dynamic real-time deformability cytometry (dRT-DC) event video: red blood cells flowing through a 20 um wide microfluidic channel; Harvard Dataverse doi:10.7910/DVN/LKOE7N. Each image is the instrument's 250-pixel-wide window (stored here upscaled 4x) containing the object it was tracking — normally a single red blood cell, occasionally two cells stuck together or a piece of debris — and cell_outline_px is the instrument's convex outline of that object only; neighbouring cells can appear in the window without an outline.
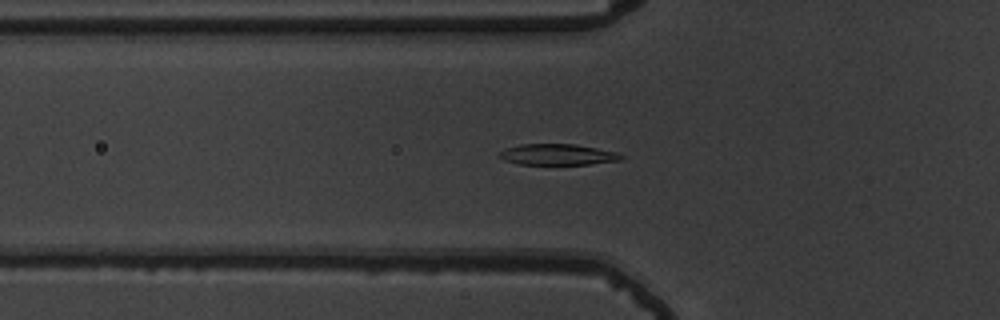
{"species": "common noctule bat (a hibernating species)", "species_latin": "Nyctalus noctula", "temperature_condition": "warm", "stored_images_in_passage": 52, "camera_frame_rate_fps": 3000, "um_per_image_px": 0.085, "animal": {"sex": "male", "body_mass_g": 19.5, "forearm_length_mm": 54.6}, "frame": {"image": 1, "passage_image": 16, "time_ms": 5.0, "image_size_px": [1000, 320], "cell_outline_px": [[624, 156], [620, 160], [588, 164], [520, 164], [504, 160], [496, 156], [504, 148], [520, 144], [576, 144], [616, 152]], "centroid_in_image_um": [47.34, 13.13], "position_along_channel_um": 78.5, "area_um2": 14.85}}
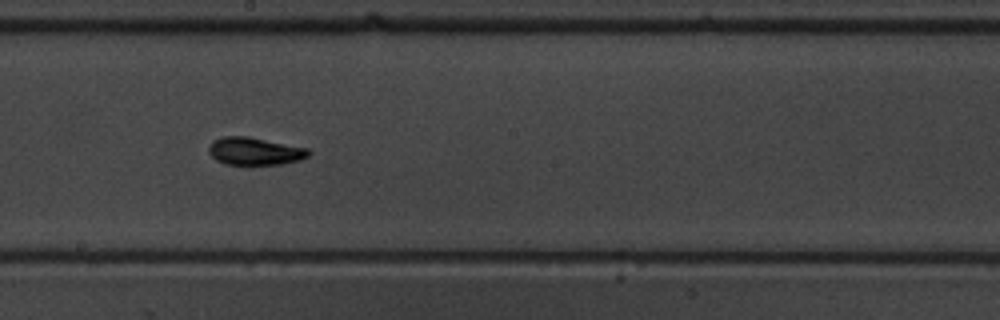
{"frame": {"image": 2, "passage_image": 28, "time_ms": 9.0, "image_size_px": [1000, 320], "cell_outline_px": [[312, 152], [308, 156], [300, 160], [284, 164], [224, 164], [216, 160], [208, 152], [208, 148], [212, 140], [220, 136], [248, 136], [308, 148]], "centroid_in_image_um": [21.65, 12.84], "position_along_channel_um": 226.6, "area_um2": 16.24}}
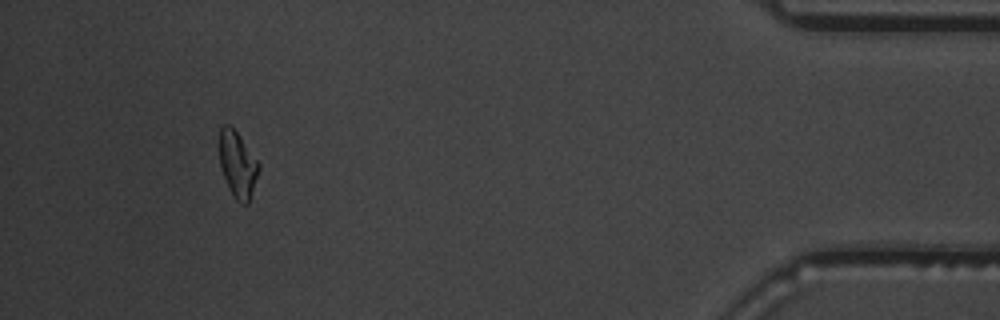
{"frame": {"image": 3, "passage_image": 48, "time_ms": 15.667, "image_size_px": [1000, 320], "cell_outline_px": [[260, 168], [248, 204], [240, 204], [236, 200], [224, 176], [220, 164], [220, 128], [224, 124], [228, 124], [240, 136], [260, 164]], "centroid_in_image_um": [20.21, 13.98], "position_along_channel_um": 415.0, "area_um2": 14.8}, "authors_computed_cell_mechanics": {"area_um2": 15.317, "velocity_mm_per_s": 3.6986, "shape_relaxation_time_tau1_ms": 3.3613, "shape_relaxation_time_tau2_ms": 1.9967, "deformation_change_tau1": 0.1736, "deformation_change_tau2": 0.067}}